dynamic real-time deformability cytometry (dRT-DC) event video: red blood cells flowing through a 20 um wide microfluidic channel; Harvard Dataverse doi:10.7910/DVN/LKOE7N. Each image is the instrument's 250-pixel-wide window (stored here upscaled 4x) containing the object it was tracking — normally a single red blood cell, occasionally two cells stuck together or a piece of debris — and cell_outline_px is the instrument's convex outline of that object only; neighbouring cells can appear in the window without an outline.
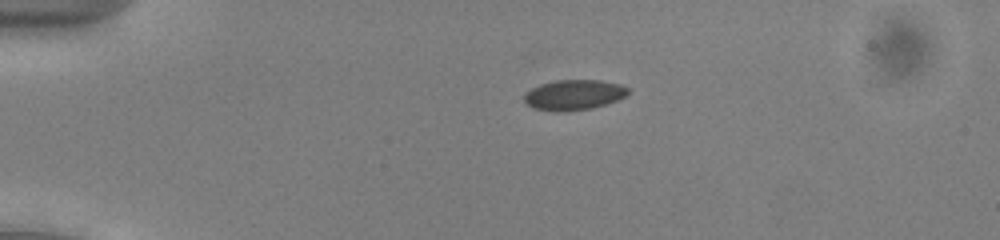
{"species": "common noctule bat (a hibernating species)", "species_latin": "Nyctalus noctula", "temperature_condition": "cold", "stored_images_in_passage": 44, "camera_frame_rate_fps": 3000, "um_per_image_px": 0.085, "animal": {"sex": "male", "body_mass_g": 13.0, "forearm_length_mm": 53.1}, "frame": {"image": 1, "passage_image": 3, "time_ms": 0.667, "image_size_px": [1000, 240], "cell_outline_px": [[628, 92], [624, 96], [616, 100], [592, 108], [532, 108], [524, 100], [524, 96], [532, 88], [540, 84], [556, 80], [600, 80], [620, 84], [628, 88]], "centroid_in_image_um": [48.81, 8.0], "position_along_channel_um": 36.2, "area_um2": 17.22}}
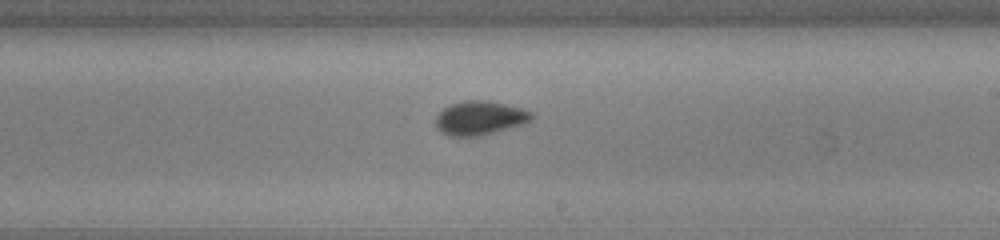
{"frame": {"image": 2, "passage_image": 23, "time_ms": 7.333, "image_size_px": [1000, 240], "cell_outline_px": [[536, 116], [532, 120], [524, 124], [484, 136], [448, 136], [440, 132], [436, 128], [436, 116], [444, 108], [452, 104], [464, 100], [488, 100], [524, 108], [532, 112]], "centroid_in_image_um": [40.83, 10.04], "position_along_channel_um": 248.2, "area_um2": 19.42}}
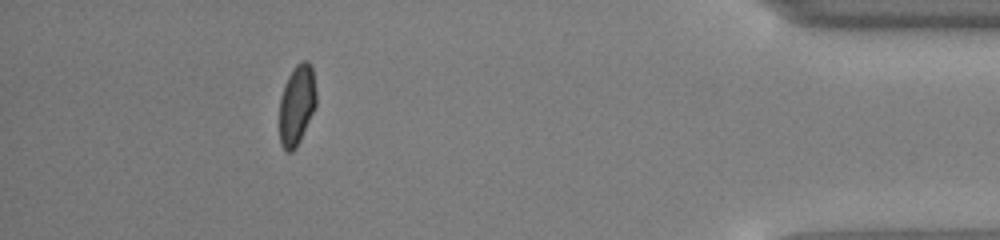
{"frame": {"image": 3, "passage_image": 39, "time_ms": 12.667, "image_size_px": [1000, 240], "cell_outline_px": [[316, 104], [300, 140], [296, 148], [292, 152], [284, 152], [280, 144], [280, 96], [284, 84], [288, 76], [296, 64], [300, 60], [308, 60], [312, 64], [316, 92]], "centroid_in_image_um": [25.22, 8.89], "position_along_channel_um": 410.0, "area_um2": 17.4}, "authors_computed_cell_mechanics": {"area_um2": 17.9469, "velocity_mm_per_s": 3.944, "shape_relaxation_time_tau1_ms": 2.0481, "shape_relaxation_time_tau2_ms": 6.3063, "deformation_change_tau1": 0.0717, "deformation_change_tau2": 0.0603}}